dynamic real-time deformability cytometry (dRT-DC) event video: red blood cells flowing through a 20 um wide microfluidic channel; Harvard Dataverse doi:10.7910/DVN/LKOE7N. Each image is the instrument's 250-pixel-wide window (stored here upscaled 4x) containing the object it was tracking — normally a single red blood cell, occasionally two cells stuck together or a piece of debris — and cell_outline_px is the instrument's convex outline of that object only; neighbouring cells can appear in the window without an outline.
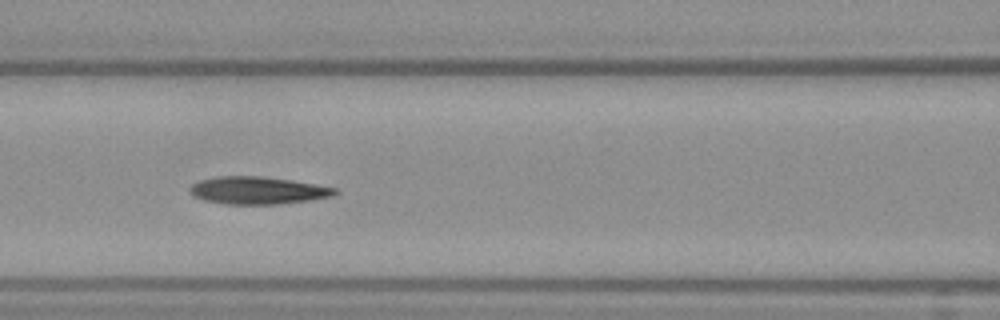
{"species": "Egyptian fruit bat (a non-hibernating species)", "species_latin": "Rousettus aegyptiacus", "temperature_condition": "warm", "stored_images_in_passage": 44, "camera_frame_rate_fps": 3000, "um_per_image_px": 0.085, "frame": {"image": 1, "passage_image": 19, "time_ms": 6.0, "image_size_px": [1000, 320], "cell_outline_px": [[340, 192], [332, 196], [312, 200], [280, 204], [224, 204], [204, 200], [192, 196], [188, 188], [192, 184], [200, 180], [216, 176], [260, 176], [292, 180], [316, 184], [336, 188]], "centroid_in_image_um": [21.91, 16.19], "position_along_channel_um": 144.7, "area_um2": 23.47}}
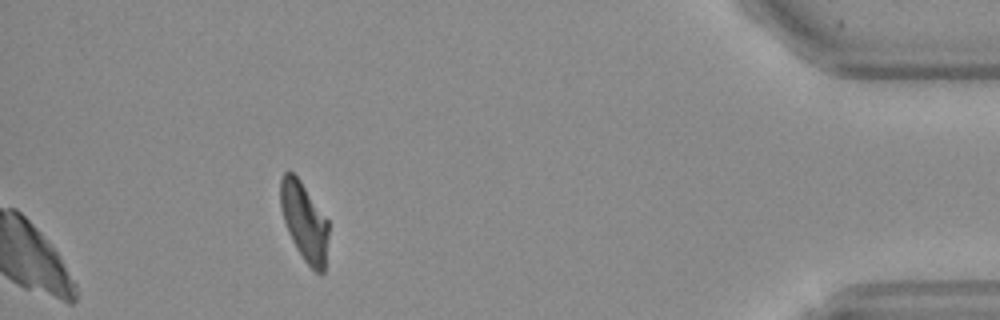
{"frame": {"image": 2, "passage_image": 44, "time_ms": 14.333, "image_size_px": [1000, 320], "cell_outline_px": [[328, 236], [324, 272], [316, 272], [304, 260], [296, 248], [288, 232], [280, 208], [280, 180], [284, 172], [288, 168], [300, 180], [328, 220]], "centroid_in_image_um": [25.85, 18.8], "position_along_channel_um": 409.4, "area_um2": 21.85}, "authors_computed_cell_mechanics": {"area_um2": 23.4379, "velocity_mm_per_s": 3.8357, "shape_relaxation_time_tau1_ms": null, "shape_relaxation_time_tau2_ms": 4.8399, "deformation_change_tau1": null, "deformation_change_tau2": 0.1198}}